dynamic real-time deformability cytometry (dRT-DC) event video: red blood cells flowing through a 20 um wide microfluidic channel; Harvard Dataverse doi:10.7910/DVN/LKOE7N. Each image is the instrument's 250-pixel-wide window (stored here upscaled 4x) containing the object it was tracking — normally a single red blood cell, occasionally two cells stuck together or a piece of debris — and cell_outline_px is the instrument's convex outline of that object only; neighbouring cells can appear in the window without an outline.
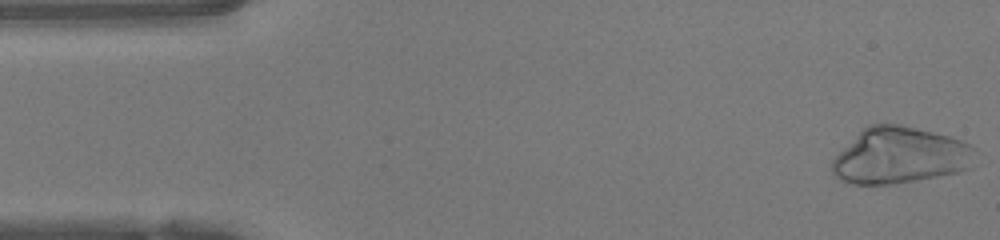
{"species": "human", "species_latin": "Homo sapiens", "temperature_condition": "warm", "stored_images_in_passage": 47, "camera_frame_rate_fps": 3000, "um_per_image_px": 0.085, "donor": {"sex": "female"}, "frame": {"image": 1, "passage_image": 1, "time_ms": 0.0, "image_size_px": [1000, 240], "cell_outline_px": [[976, 148], [972, 168], [960, 172], [896, 184], [852, 184], [840, 180], [832, 172], [832, 160], [864, 128], [872, 124], [900, 124], [948, 136], [960, 140]], "centroid_in_image_um": [76.53, 13.24], "position_along_channel_um": 8.5, "area_um2": 46.7}}
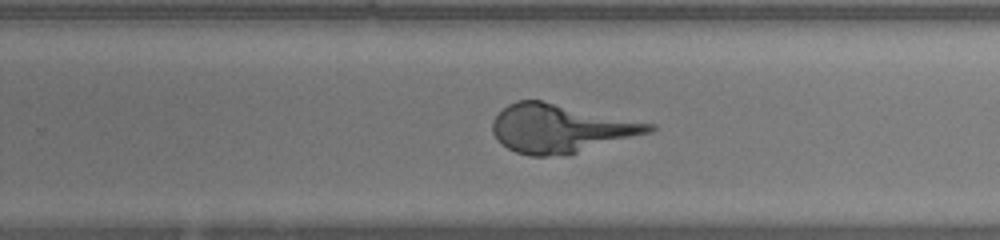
{"frame": {"image": 2, "passage_image": 29, "time_ms": 9.333, "image_size_px": [1000, 240], "cell_outline_px": [[656, 128], [652, 132], [576, 152], [544, 156], [528, 156], [516, 152], [508, 148], [492, 132], [492, 120], [508, 104], [516, 100], [540, 100], [656, 124]], "centroid_in_image_um": [47.65, 10.9], "position_along_channel_um": 282.2, "area_um2": 43.52}}
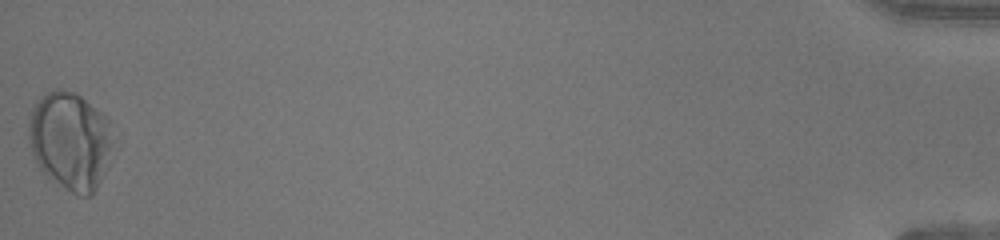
{"frame": {"image": 3, "passage_image": 47, "time_ms": 15.333, "image_size_px": [1000, 240], "cell_outline_px": [[112, 160], [92, 196], [76, 196], [44, 172], [36, 164], [32, 156], [28, 140], [28, 124], [32, 108], [36, 100], [48, 92], [56, 88], [60, 88], [76, 92], [108, 116], [112, 120]], "centroid_in_image_um": [6.01, 11.94], "position_along_channel_um": 429.2, "area_um2": 49.25}}